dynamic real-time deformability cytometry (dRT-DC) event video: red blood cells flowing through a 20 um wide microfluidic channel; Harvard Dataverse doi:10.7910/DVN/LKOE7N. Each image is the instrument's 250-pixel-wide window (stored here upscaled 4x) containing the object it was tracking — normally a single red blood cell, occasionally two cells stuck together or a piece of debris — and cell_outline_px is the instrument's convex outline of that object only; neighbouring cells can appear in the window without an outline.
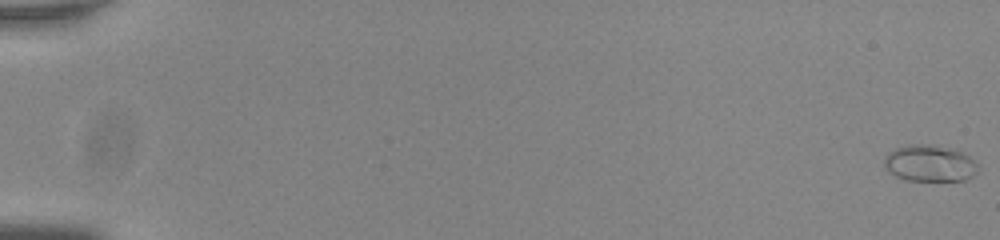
{"species": "common noctule bat (a hibernating species)", "species_latin": "Nyctalus noctula", "temperature_condition": "room temperature", "stored_images_in_passage": 57, "camera_frame_rate_fps": 3000, "um_per_image_px": 0.085, "animal": {"sex": "male", "body_mass_g": 20.0, "forearm_length_mm": 53.3}, "frame": {"image": 1, "passage_image": 1, "time_ms": 0.0, "image_size_px": [1000, 240], "cell_outline_px": [[976, 172], [968, 180], [904, 180], [896, 176], [884, 168], [884, 156], [892, 148], [908, 144], [936, 144], [956, 148], [968, 156], [976, 164]], "centroid_in_image_um": [78.97, 13.85], "position_along_channel_um": 6.0, "area_um2": 20.29}}
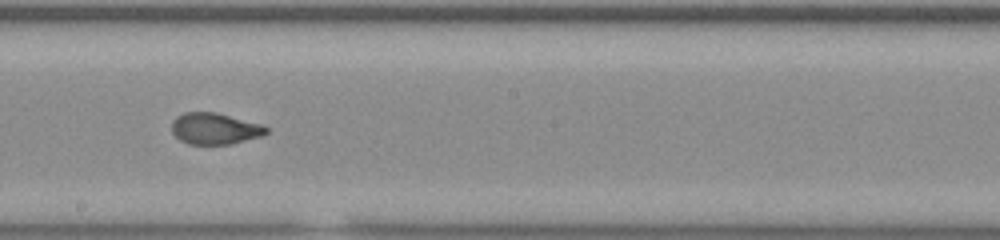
{"frame": {"image": 2, "passage_image": 34, "time_ms": 11.0, "image_size_px": [1000, 240], "cell_outline_px": [[268, 132], [264, 136], [232, 144], [188, 144], [180, 140], [172, 132], [172, 120], [176, 116], [184, 112], [216, 112], [260, 124], [268, 128]], "centroid_in_image_um": [18.26, 10.94], "position_along_channel_um": 229.9, "area_um2": 17.4}}
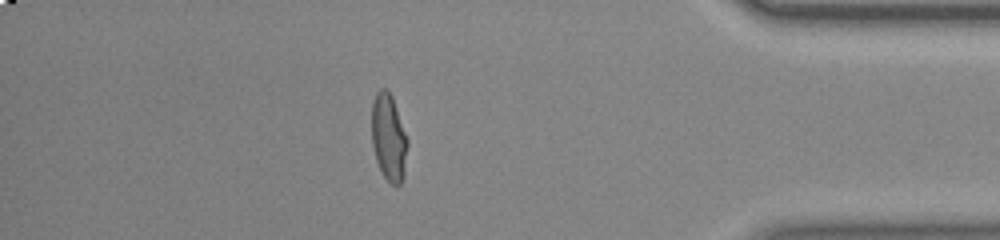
{"frame": {"image": 3, "passage_image": 50, "time_ms": 16.333, "image_size_px": [1000, 240], "cell_outline_px": [[408, 144], [404, 172], [400, 184], [392, 184], [384, 176], [376, 160], [372, 144], [372, 100], [376, 92], [380, 88], [388, 88], [392, 96], [408, 140]], "centroid_in_image_um": [33.03, 11.63], "position_along_channel_um": 402.2, "area_um2": 18.09}}